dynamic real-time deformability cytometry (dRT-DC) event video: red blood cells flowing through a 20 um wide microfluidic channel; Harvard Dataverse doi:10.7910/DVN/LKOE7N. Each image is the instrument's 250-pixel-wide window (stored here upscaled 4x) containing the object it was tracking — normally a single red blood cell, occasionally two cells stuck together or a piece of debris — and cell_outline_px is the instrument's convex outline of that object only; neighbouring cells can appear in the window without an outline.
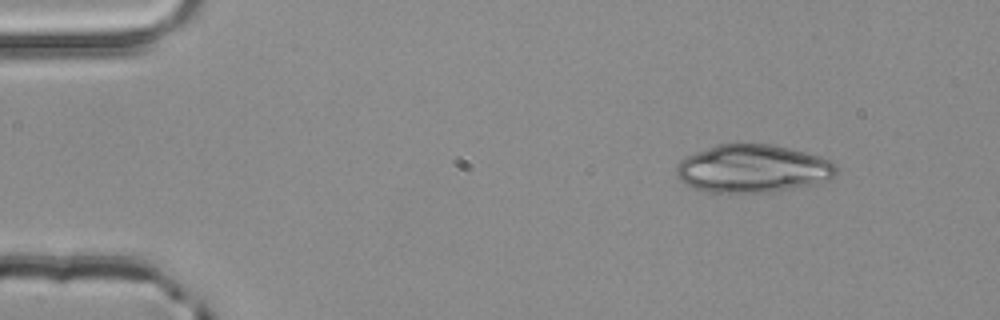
{"species": "common noctule bat (a hibernating species)", "species_latin": "Nyctalus noctula", "temperature_condition": "room temperature", "stored_images_in_passage": 4, "segment_of_instrument_passage": [1, 2], "camera_frame_rate_fps": 3000, "um_per_image_px": 0.085, "animal": {"sex": "male", "body_mass_g": 20.4}, "frame": {"image": 1, "passage_image": 1, "time_ms": 0.0, "image_size_px": [1000, 320], "cell_outline_px": [[836, 176], [828, 180], [816, 184], [772, 192], [712, 192], [692, 188], [684, 184], [676, 176], [676, 164], [684, 156], [716, 144], [772, 144], [820, 156], [832, 160], [836, 164]], "centroid_in_image_um": [63.97, 14.33], "position_along_channel_um": 21.0, "area_um2": 45.08}}